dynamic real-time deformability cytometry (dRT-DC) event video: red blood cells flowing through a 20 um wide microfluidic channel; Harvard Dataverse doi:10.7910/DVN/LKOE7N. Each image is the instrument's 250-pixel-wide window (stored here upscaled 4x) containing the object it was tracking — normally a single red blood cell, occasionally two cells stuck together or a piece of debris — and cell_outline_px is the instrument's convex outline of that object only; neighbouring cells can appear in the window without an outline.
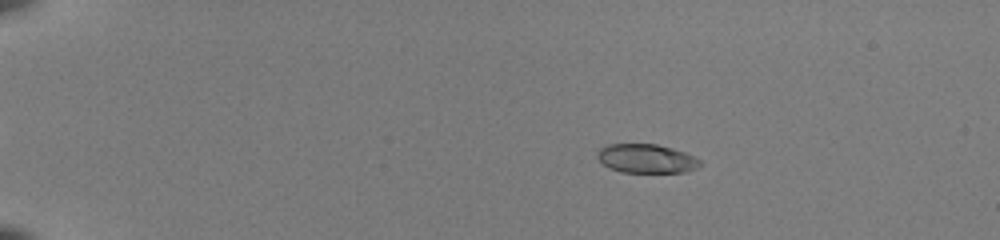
{"species": "common noctule bat (a hibernating species)", "species_latin": "Nyctalus noctula", "temperature_condition": "room temperature", "stored_images_in_passage": 53, "camera_frame_rate_fps": 3000, "um_per_image_px": 0.085, "animal": {"sex": "female", "body_mass_g": 22.0, "forearm_length_mm": 56.7}, "frame": {"image": 1, "passage_image": 11, "time_ms": 3.333, "image_size_px": [1000, 240], "cell_outline_px": [[700, 164], [696, 168], [688, 172], [620, 172], [608, 168], [596, 156], [596, 152], [600, 148], [608, 144], [656, 144], [672, 148], [684, 152], [700, 160]], "centroid_in_image_um": [54.91, 13.48], "position_along_channel_um": 30.1, "area_um2": 17.28}}
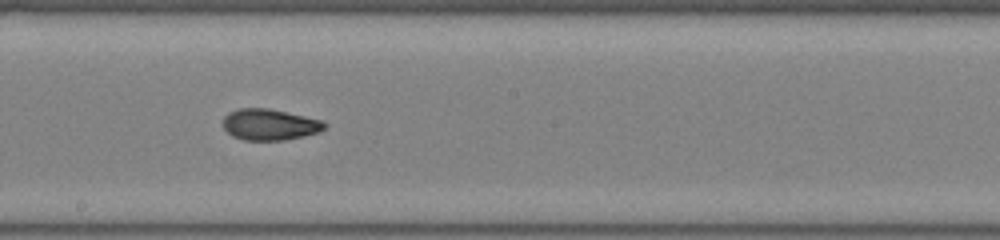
{"frame": {"image": 2, "passage_image": 33, "time_ms": 10.667, "image_size_px": [1000, 240], "cell_outline_px": [[328, 124], [320, 132], [304, 136], [284, 140], [244, 140], [232, 136], [224, 128], [224, 116], [228, 112], [236, 108], [268, 108], [324, 120]], "centroid_in_image_um": [22.94, 10.58], "position_along_channel_um": 225.3, "area_um2": 18.61}}
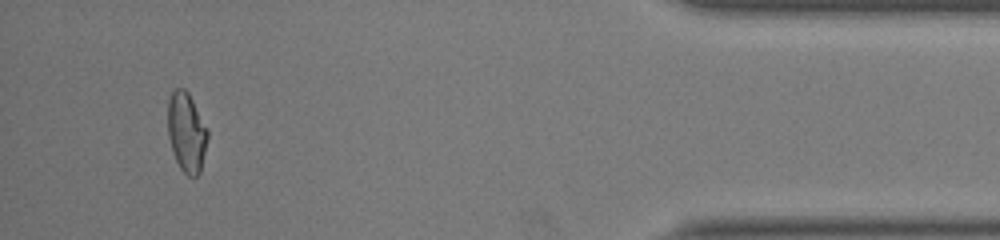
{"frame": {"image": 3, "passage_image": 51, "time_ms": 16.667, "image_size_px": [1000, 240], "cell_outline_px": [[208, 140], [200, 172], [196, 176], [188, 176], [180, 168], [176, 160], [168, 136], [168, 100], [172, 92], [176, 88], [184, 88], [188, 92], [208, 128]], "centroid_in_image_um": [15.87, 11.23], "position_along_channel_um": 419.3, "area_um2": 18.5}, "authors_computed_cell_mechanics": {"area_um2": 18.4382, "velocity_mm_per_s": 4.0169, "shape_relaxation_time_tau1_ms": null, "shape_relaxation_time_tau2_ms": 1.287, "deformation_change_tau1": null, "deformation_change_tau2": 0.068}}